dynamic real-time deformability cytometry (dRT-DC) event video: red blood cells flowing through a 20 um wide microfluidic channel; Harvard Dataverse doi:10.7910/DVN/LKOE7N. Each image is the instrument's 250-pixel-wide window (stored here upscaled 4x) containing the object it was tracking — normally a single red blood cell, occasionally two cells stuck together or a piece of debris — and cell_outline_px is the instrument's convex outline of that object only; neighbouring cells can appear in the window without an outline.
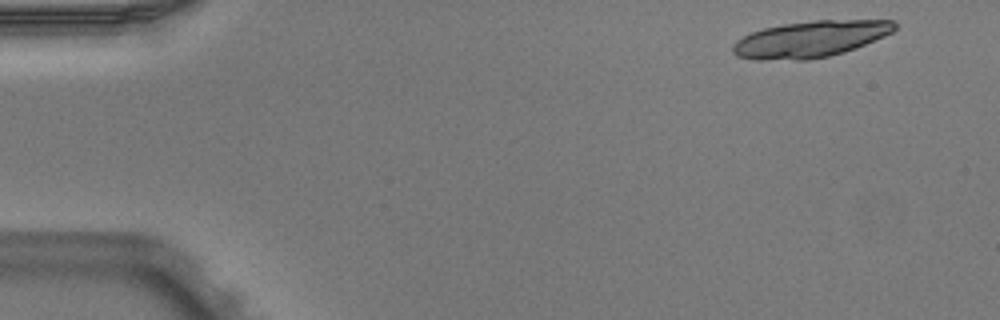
{"species": "Egyptian fruit bat (a non-hibernating species)", "species_latin": "Rousettus aegyptiacus", "temperature_condition": "warm", "stored_images_in_passage": 4, "camera_frame_rate_fps": 3000, "um_per_image_px": 0.085, "animal": {"sex": "male"}, "frame": {"image": 1, "passage_image": 1, "time_ms": 0.0, "image_size_px": [1000, 320], "cell_outline_px": [[896, 28], [892, 32], [884, 36], [856, 48], [844, 52], [828, 56], [808, 60], [756, 60], [736, 56], [732, 52], [732, 44], [736, 40], [752, 32], [764, 28], [784, 24], [816, 20], [892, 20], [896, 24]], "centroid_in_image_um": [68.86, 3.33], "position_along_channel_um": 16.1, "area_um2": 34.33}}